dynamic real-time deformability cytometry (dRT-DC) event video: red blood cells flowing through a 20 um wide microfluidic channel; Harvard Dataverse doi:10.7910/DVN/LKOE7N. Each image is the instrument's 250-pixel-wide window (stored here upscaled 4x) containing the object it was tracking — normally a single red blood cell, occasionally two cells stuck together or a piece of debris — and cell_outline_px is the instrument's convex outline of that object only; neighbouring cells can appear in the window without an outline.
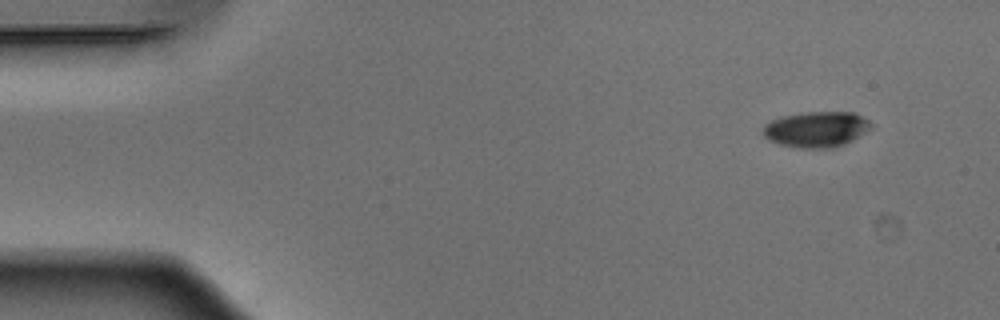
{"species": "Egyptian fruit bat (a non-hibernating species)", "species_latin": "Rousettus aegyptiacus", "temperature_condition": "warm", "stored_images_in_passage": 48, "camera_frame_rate_fps": 3000, "um_per_image_px": 0.085, "animal": {"sex": "male"}, "frame": {"image": 1, "passage_image": 1, "time_ms": 0.0, "image_size_px": [1000, 320], "cell_outline_px": [[872, 128], [852, 140], [836, 148], [800, 148], [780, 144], [768, 140], [764, 136], [764, 124], [772, 120], [784, 116], [808, 112], [852, 112], [868, 120], [872, 124]], "centroid_in_image_um": [69.4, 11.0], "position_along_channel_um": 15.6, "area_um2": 22.31}}
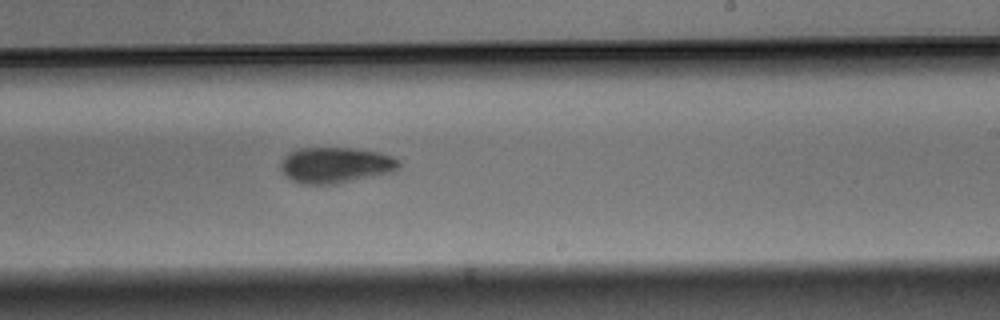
{"frame": {"image": 2, "passage_image": 28, "time_ms": 9.0, "image_size_px": [1000, 320], "cell_outline_px": [[400, 164], [392, 172], [336, 184], [304, 184], [292, 180], [280, 168], [280, 164], [284, 156], [300, 148], [352, 148], [380, 152], [392, 156], [400, 160]], "centroid_in_image_um": [28.54, 14.03], "position_along_channel_um": 260.5, "area_um2": 24.51}}
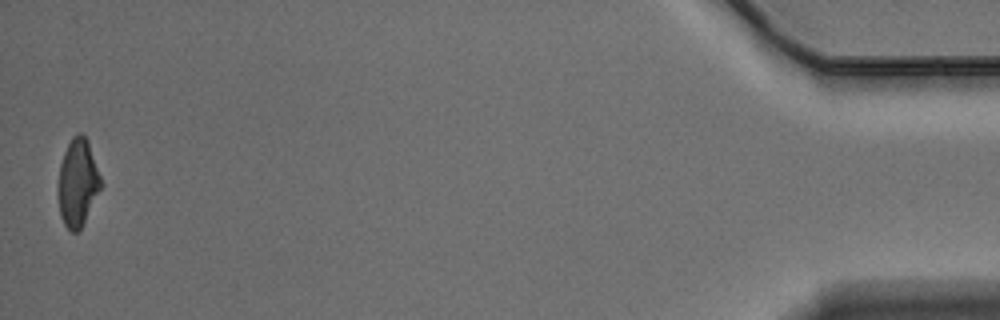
{"frame": {"image": 3, "passage_image": 48, "time_ms": 15.667, "image_size_px": [1000, 320], "cell_outline_px": [[104, 184], [80, 228], [76, 232], [72, 232], [64, 224], [60, 216], [60, 164], [64, 152], [72, 136], [80, 132], [88, 140]], "centroid_in_image_um": [6.65, 15.49], "position_along_channel_um": 428.5, "area_um2": 21.39}, "authors_computed_cell_mechanics": {"area_um2": 23.7558, "velocity_mm_per_s": 3.9006, "shape_relaxation_time_tau1_ms": 2.5958, "shape_relaxation_time_tau2_ms": null, "deformation_change_tau1": 0.1313, "deformation_change_tau2": null}}